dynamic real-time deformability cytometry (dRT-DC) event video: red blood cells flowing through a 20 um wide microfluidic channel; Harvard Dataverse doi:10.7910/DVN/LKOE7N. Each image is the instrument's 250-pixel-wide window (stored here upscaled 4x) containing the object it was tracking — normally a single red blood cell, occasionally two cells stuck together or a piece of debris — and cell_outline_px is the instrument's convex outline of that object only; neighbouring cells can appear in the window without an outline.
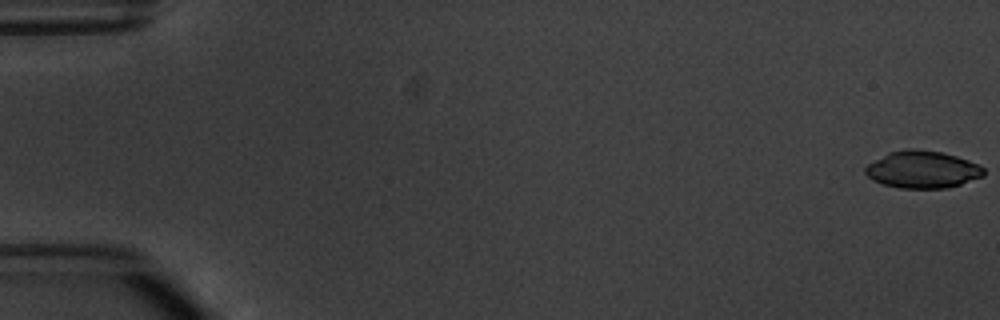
{"species": "common noctule bat (a hibernating species)", "species_latin": "Nyctalus noctula", "temperature_condition": "warm", "stored_images_in_passage": 6, "camera_frame_rate_fps": 3000, "um_per_image_px": 0.085, "animal": {"sex": "male", "body_mass_g": 20.1, "forearm_length_mm": 53.5}, "frame": {"image": 1, "passage_image": 1, "time_ms": 0.0, "image_size_px": [1000, 320], "cell_outline_px": [[984, 176], [948, 188], [900, 188], [884, 184], [872, 180], [864, 172], [864, 168], [868, 164], [888, 152], [908, 148], [916, 148], [940, 152], [956, 156], [980, 164], [984, 168]], "centroid_in_image_um": [78.41, 14.4], "position_along_channel_um": 6.6, "area_um2": 25.78}}
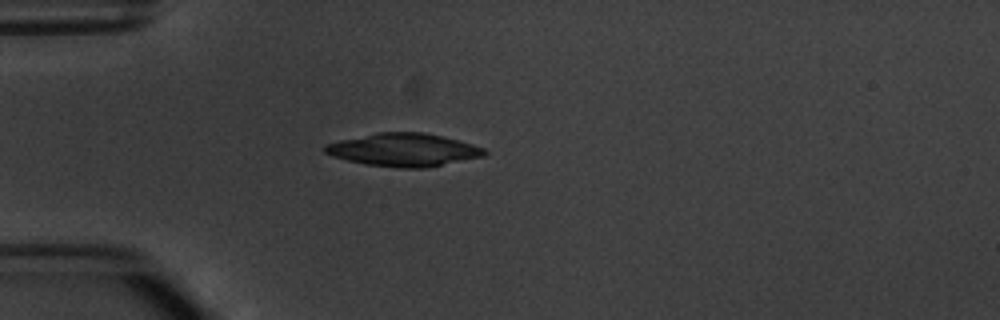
{"frame": {"image": 2, "passage_image": 5, "time_ms": 5.0, "image_size_px": [1000, 320], "cell_outline_px": [[488, 152], [484, 156], [424, 168], [400, 168], [364, 164], [332, 156], [324, 152], [324, 144], [340, 140], [380, 132], [424, 132], [472, 144], [484, 148]], "centroid_in_image_um": [34.29, 12.74], "position_along_channel_um": 50.7, "area_um2": 30.35}}